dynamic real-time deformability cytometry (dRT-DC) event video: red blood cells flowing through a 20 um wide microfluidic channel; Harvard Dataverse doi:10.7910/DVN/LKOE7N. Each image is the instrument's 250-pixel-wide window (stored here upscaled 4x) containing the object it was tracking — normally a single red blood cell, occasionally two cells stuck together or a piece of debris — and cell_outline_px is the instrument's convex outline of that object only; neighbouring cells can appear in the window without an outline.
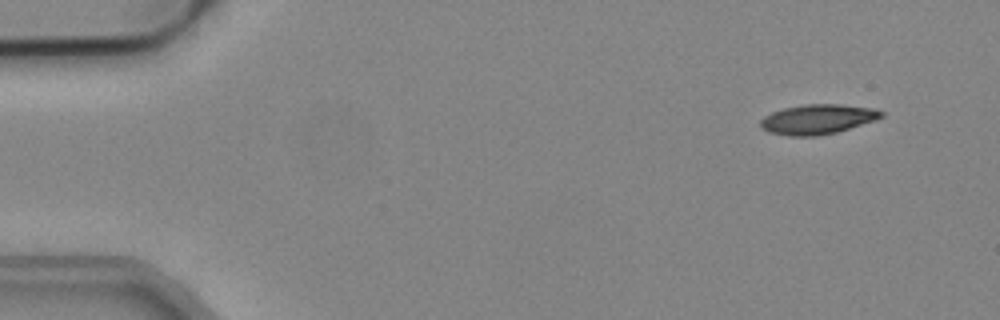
{"species": "common noctule bat (a hibernating species)", "species_latin": "Nyctalus noctula", "temperature_condition": "cold", "stored_images_in_passage": 54, "camera_frame_rate_fps": 3000, "um_per_image_px": 0.085, "animal": {"sex": "male", "body_mass_g": 19.2, "forearm_length_mm": 51.8}, "frame": {"image": 1, "passage_image": 5, "time_ms": 1.333, "image_size_px": [1000, 320], "cell_outline_px": [[884, 116], [876, 120], [836, 132], [816, 136], [788, 136], [768, 132], [760, 128], [760, 120], [764, 116], [772, 112], [784, 108], [808, 104], [840, 104], [872, 108], [884, 112]], "centroid_in_image_um": [69.48, 10.14], "position_along_channel_um": 15.5, "area_um2": 20.98}}
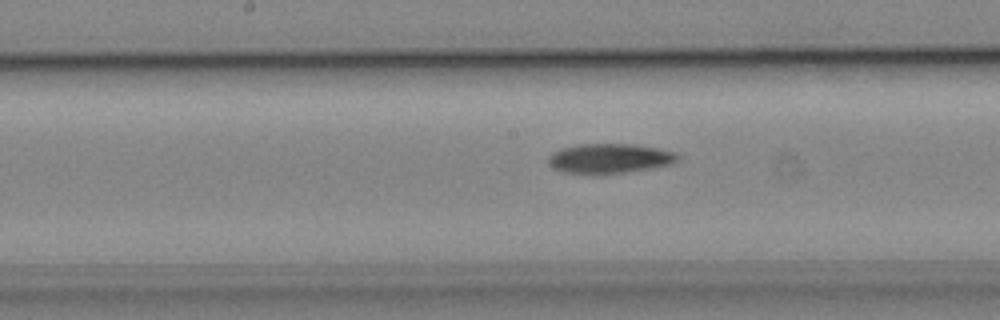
{"frame": {"image": 2, "passage_image": 28, "time_ms": 9.0, "image_size_px": [1000, 320], "cell_outline_px": [[680, 156], [672, 164], [652, 168], [624, 172], [564, 172], [552, 168], [548, 160], [548, 156], [552, 152], [560, 148], [580, 144], [632, 144], [656, 148], [672, 152]], "centroid_in_image_um": [51.79, 13.44], "position_along_channel_um": 196.4, "area_um2": 21.79}}
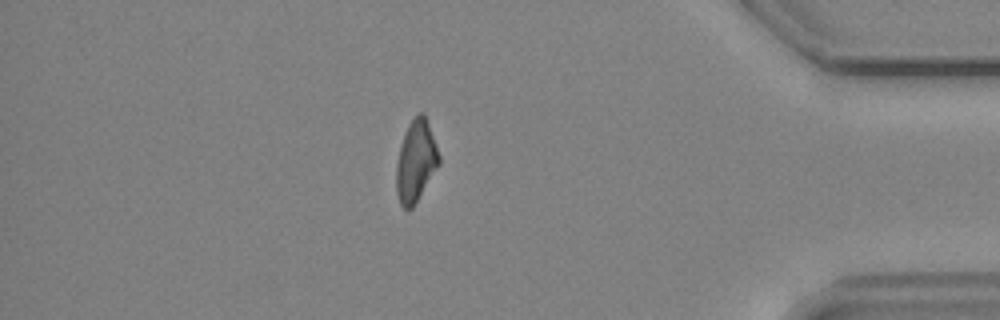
{"frame": {"image": 3, "passage_image": 47, "time_ms": 15.333, "image_size_px": [1000, 320], "cell_outline_px": [[440, 164], [412, 208], [404, 208], [400, 204], [396, 192], [396, 164], [400, 144], [408, 124], [420, 112], [424, 112], [436, 144], [440, 156]], "centroid_in_image_um": [35.34, 13.69], "position_along_channel_um": 399.9, "area_um2": 20.23}}